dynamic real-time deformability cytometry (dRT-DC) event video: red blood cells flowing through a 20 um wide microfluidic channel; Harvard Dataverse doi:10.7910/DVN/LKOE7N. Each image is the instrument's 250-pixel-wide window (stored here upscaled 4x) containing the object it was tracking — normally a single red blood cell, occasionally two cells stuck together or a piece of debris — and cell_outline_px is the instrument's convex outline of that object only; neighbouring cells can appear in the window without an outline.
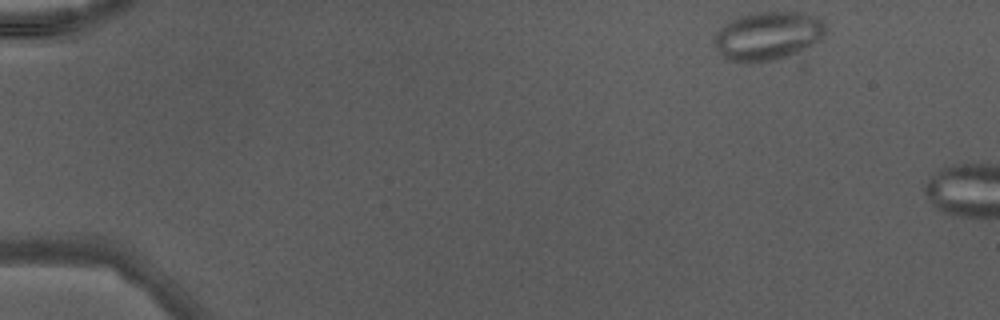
{"species": "Egyptian fruit bat (a non-hibernating species)", "species_latin": "Rousettus aegyptiacus", "temperature_condition": "warm", "stored_images_in_passage": 5, "camera_frame_rate_fps": 3000, "um_per_image_px": 0.085, "animal": {"sex": "male"}, "frame": {"image": 1, "passage_image": 1, "time_ms": 0.0, "image_size_px": [1000, 320], "cell_outline_px": [[824, 32], [812, 44], [796, 52], [772, 60], [728, 60], [716, 48], [712, 40], [720, 28], [736, 16], [752, 12], [800, 12], [816, 16], [824, 24]], "centroid_in_image_um": [65.21, 2.99], "position_along_channel_um": 19.8, "area_um2": 30.52}}